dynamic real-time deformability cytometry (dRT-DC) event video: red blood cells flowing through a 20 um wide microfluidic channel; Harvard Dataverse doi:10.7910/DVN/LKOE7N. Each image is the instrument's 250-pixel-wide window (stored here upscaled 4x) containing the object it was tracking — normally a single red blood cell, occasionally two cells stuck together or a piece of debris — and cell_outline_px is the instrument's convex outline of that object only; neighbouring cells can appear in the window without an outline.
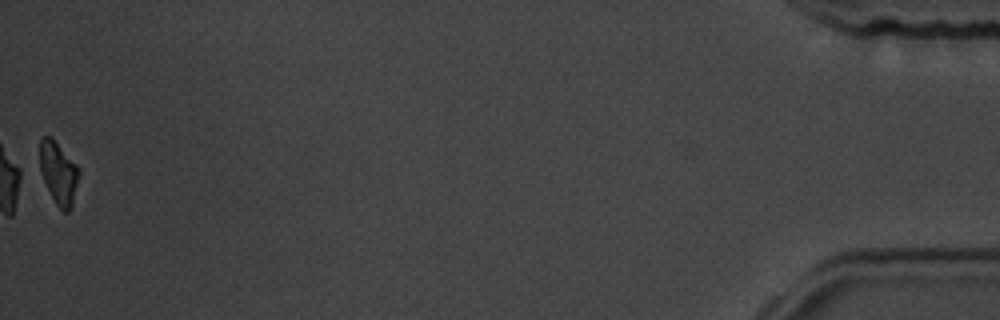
{"species": "common noctule bat (a hibernating species)", "species_latin": "Nyctalus noctula", "temperature_condition": "room temperature", "stored_images_in_passage": 58, "segment_of_instrument_passage": [2, 2], "camera_frame_rate_fps": 3000, "um_per_image_px": 0.085, "animal": {"sex": "male", "body_mass_g": 19.5, "forearm_length_mm": 54.6}, "frame": {"image": 1, "passage_image": 58, "time_ms": 19.0, "image_size_px": [1000, 320], "cell_outline_px": [[80, 172], [72, 204], [68, 212], [64, 212], [56, 204], [36, 168], [40, 140], [44, 136], [52, 136], [80, 168]], "centroid_in_image_um": [4.91, 14.63], "position_along_channel_um": 430.3, "area_um2": 14.85}}